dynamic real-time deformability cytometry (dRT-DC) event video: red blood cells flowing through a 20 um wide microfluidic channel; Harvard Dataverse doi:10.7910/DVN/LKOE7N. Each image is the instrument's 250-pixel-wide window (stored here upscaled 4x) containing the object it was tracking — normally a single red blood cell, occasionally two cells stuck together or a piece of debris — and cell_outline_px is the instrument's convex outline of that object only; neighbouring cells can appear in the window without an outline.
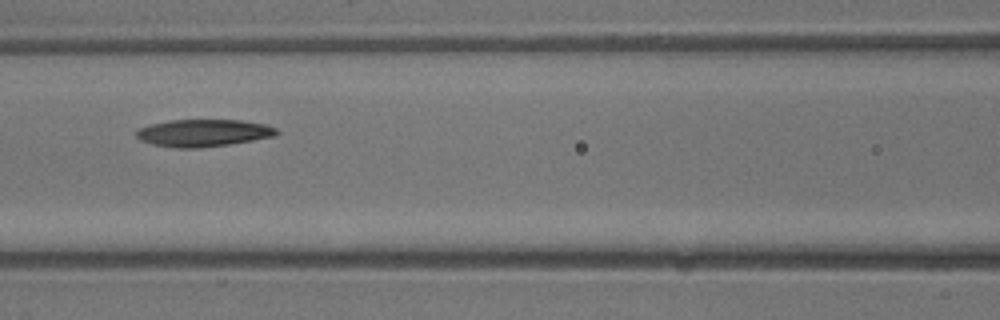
{"species": "common noctule bat (a hibernating species)", "species_latin": "Nyctalus noctula", "temperature_condition": "warm", "stored_images_in_passage": 3, "camera_frame_rate_fps": 3000, "um_per_image_px": 0.085, "animal": {"sex": "male", "body_mass_g": 13.3}, "frame": {"image": 1, "passage_image": 3, "time_ms": 0.667, "image_size_px": [1000, 320], "cell_outline_px": [[280, 132], [276, 136], [228, 144], [200, 148], [176, 148], [152, 144], [140, 140], [136, 136], [136, 128], [152, 124], [172, 120], [240, 120], [264, 124], [276, 128]], "centroid_in_image_um": [17.27, 11.3], "position_along_channel_um": 149.3, "area_um2": 22.25}}